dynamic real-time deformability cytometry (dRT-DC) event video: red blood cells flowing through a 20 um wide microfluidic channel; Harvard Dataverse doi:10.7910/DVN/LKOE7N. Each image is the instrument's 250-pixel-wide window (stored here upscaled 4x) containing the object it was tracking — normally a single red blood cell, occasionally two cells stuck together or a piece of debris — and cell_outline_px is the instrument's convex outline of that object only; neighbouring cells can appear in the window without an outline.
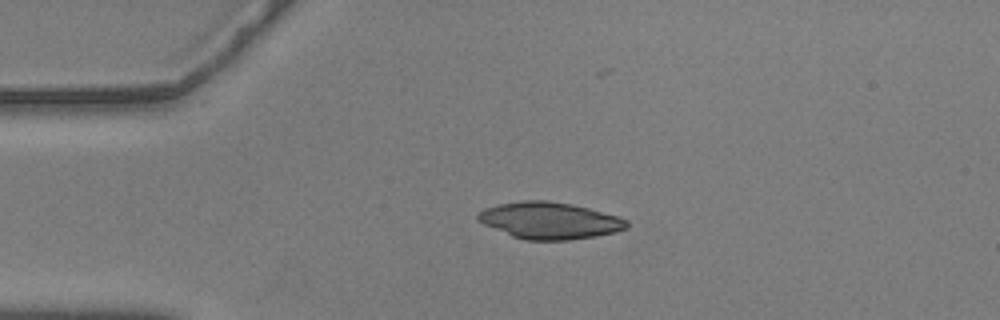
{"species": "common noctule bat (a hibernating species)", "species_latin": "Nyctalus noctula", "temperature_condition": "warm", "stored_images_in_passage": 38, "camera_frame_rate_fps": 3000, "um_per_image_px": 0.085, "animal": {"sex": "male", "body_mass_g": 20.5, "forearm_length_mm": 52.5}, "frame": {"image": 1, "passage_image": 1, "time_ms": 0.0, "image_size_px": [1000, 320], "cell_outline_px": [[628, 228], [616, 232], [596, 236], [568, 240], [528, 240], [512, 236], [484, 224], [476, 220], [476, 216], [484, 208], [500, 204], [520, 200], [548, 200], [572, 204], [620, 216], [628, 220]], "centroid_in_image_um": [46.74, 18.74], "position_along_channel_um": 38.3, "area_um2": 31.96}}
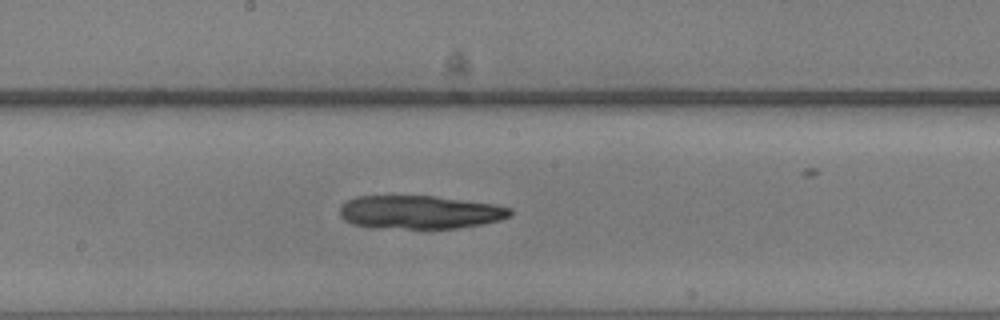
{"frame": {"image": 2, "passage_image": 18, "time_ms": 5.667, "image_size_px": [1000, 320], "cell_outline_px": [[512, 212], [508, 216], [500, 220], [480, 224], [456, 228], [408, 228], [352, 224], [344, 220], [340, 216], [340, 208], [348, 200], [356, 196], [436, 196], [496, 204], [512, 208]], "centroid_in_image_um": [35.73, 18.01], "position_along_channel_um": 212.5, "area_um2": 32.66}}
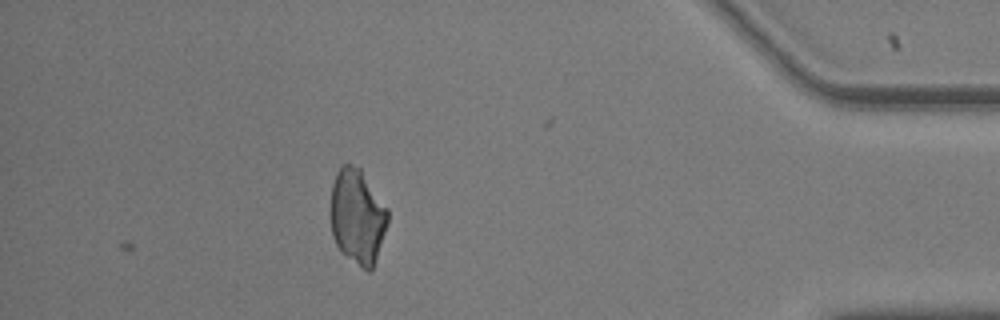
{"frame": {"image": 3, "passage_image": 38, "time_ms": 12.333, "image_size_px": [1000, 320], "cell_outline_px": [[388, 224], [376, 260], [372, 268], [368, 272], [340, 252], [332, 236], [328, 212], [332, 184], [336, 172], [340, 164], [348, 164], [360, 168], [388, 208]], "centroid_in_image_um": [30.34, 18.39], "position_along_channel_um": 404.9, "area_um2": 32.37}}